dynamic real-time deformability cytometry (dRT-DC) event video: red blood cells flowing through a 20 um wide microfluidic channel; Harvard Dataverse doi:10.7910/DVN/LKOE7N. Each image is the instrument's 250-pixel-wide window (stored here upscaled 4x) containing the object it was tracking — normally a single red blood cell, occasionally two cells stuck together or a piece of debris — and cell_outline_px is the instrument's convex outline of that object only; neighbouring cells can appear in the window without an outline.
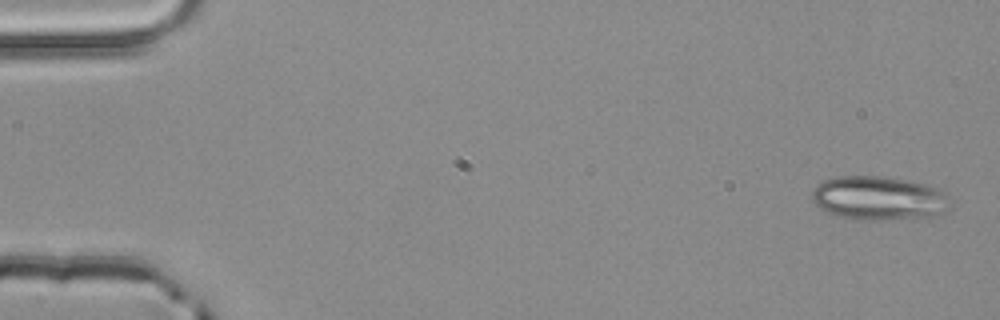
{"species": "common noctule bat (a hibernating species)", "species_latin": "Nyctalus noctula", "temperature_condition": "room temperature", "stored_images_in_passage": 3, "camera_frame_rate_fps": 3000, "um_per_image_px": 0.085, "animal": {"sex": "male", "body_mass_g": 20.4}, "frame": {"image": 1, "passage_image": 1, "time_ms": 0.0, "image_size_px": [1000, 320], "cell_outline_px": [[952, 208], [928, 220], [856, 220], [836, 216], [820, 208], [812, 200], [812, 192], [816, 184], [824, 180], [836, 176], [884, 176], [912, 180], [928, 184], [940, 188], [944, 192]], "centroid_in_image_um": [74.78, 16.87], "position_along_channel_um": 10.2, "area_um2": 36.7}}